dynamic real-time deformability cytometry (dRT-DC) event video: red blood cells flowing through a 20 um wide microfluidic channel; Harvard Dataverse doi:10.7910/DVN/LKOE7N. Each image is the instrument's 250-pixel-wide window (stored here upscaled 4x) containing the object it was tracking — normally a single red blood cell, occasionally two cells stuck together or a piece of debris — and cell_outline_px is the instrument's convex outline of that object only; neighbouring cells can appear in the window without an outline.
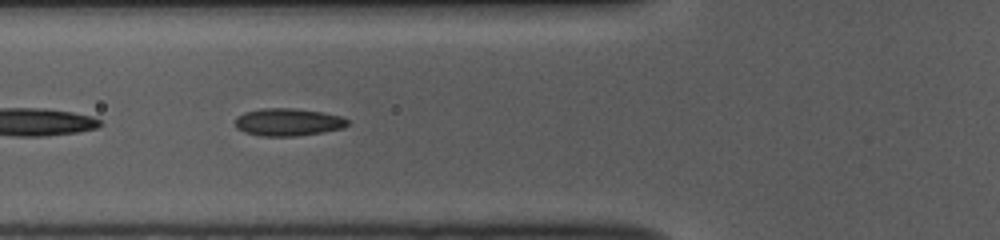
{"species": "common noctule bat (a hibernating species)", "species_latin": "Nyctalus noctula", "temperature_condition": "room temperature", "stored_images_in_passage": 44, "camera_frame_rate_fps": 3000, "um_per_image_px": 0.085, "animal": {"sex": "female", "body_mass_g": 10.0, "forearm_length_mm": 53.1}, "frame": {"image": 1, "passage_image": 11, "time_ms": 3.333, "image_size_px": [1000, 240], "cell_outline_px": [[348, 124], [344, 128], [324, 132], [296, 136], [260, 136], [244, 132], [236, 128], [236, 116], [244, 112], [260, 108], [296, 108], [324, 112], [344, 116], [348, 120]], "centroid_in_image_um": [24.5, 10.37], "position_along_channel_um": 101.3, "area_um2": 18.38}}
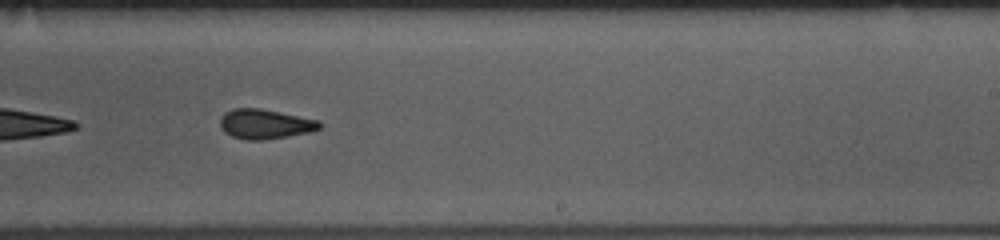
{"frame": {"image": 2, "passage_image": 24, "time_ms": 7.667, "image_size_px": [1000, 240], "cell_outline_px": [[324, 124], [320, 128], [308, 132], [288, 136], [264, 140], [248, 140], [232, 136], [224, 132], [220, 128], [220, 116], [224, 112], [232, 108], [260, 108], [320, 120]], "centroid_in_image_um": [22.51, 10.53], "position_along_channel_um": 266.5, "area_um2": 17.4}}
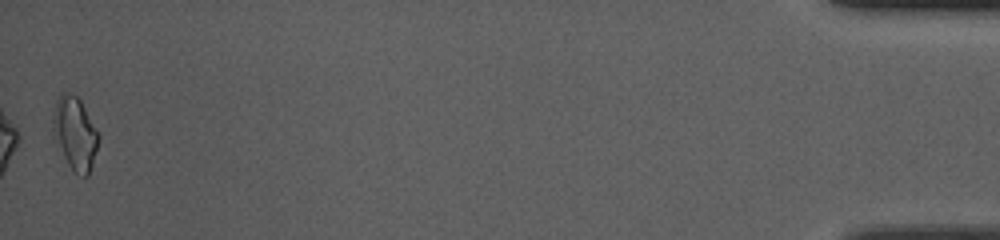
{"frame": {"image": 3, "passage_image": 44, "time_ms": 14.333, "image_size_px": [1000, 240], "cell_outline_px": [[100, 136], [92, 164], [88, 176], [84, 176], [72, 172], [52, 136], [52, 120], [56, 100], [60, 92], [68, 92], [76, 96], [80, 100]], "centroid_in_image_um": [6.34, 11.34], "position_along_channel_um": 428.9, "area_um2": 19.42}, "authors_computed_cell_mechanics": {"area_um2": 17.7157, "velocity_mm_per_s": 3.8071, "shape_relaxation_time_tau1_ms": 7.3697, "shape_relaxation_time_tau2_ms": 2.6017, "deformation_change_tau1": 0.1236, "deformation_change_tau2": 0.0959}}